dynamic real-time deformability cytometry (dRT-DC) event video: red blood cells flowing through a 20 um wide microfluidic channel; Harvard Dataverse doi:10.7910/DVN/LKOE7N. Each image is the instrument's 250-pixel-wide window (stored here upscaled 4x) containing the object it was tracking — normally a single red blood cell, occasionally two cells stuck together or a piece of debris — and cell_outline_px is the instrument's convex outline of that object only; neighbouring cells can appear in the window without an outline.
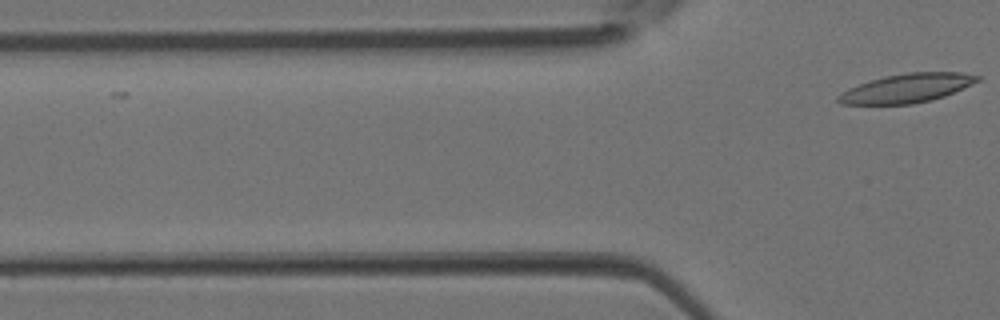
{"species": "Egyptian fruit bat (a non-hibernating species)", "species_latin": "Rousettus aegyptiacus", "temperature_condition": "room temperature", "stored_images_in_passage": 2, "camera_frame_rate_fps": 3000, "um_per_image_px": 0.085, "animal": {"sex": "female"}, "frame": {"image": 1, "passage_image": 2, "time_ms": 0.333, "image_size_px": [1000, 320], "cell_outline_px": [[984, 76], [980, 80], [972, 84], [944, 96], [912, 104], [840, 104], [836, 100], [836, 96], [848, 88], [872, 80], [888, 76], [908, 72], [964, 72]], "centroid_in_image_um": [77.11, 7.49], "position_along_channel_um": 48.7, "area_um2": 23.29}}